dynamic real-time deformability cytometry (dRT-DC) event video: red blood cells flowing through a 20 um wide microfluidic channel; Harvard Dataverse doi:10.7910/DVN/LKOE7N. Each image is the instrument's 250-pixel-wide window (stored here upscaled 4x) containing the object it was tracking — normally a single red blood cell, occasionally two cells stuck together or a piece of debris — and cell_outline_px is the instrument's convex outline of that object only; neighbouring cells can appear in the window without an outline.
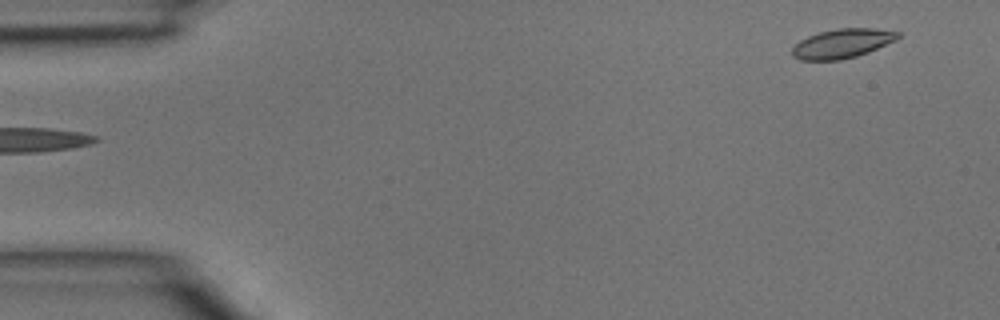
{"species": "common noctule bat (a hibernating species)", "species_latin": "Nyctalus noctula", "temperature_condition": "room temperature", "stored_images_in_passage": 4, "segment_of_instrument_passage": [2, 2], "camera_frame_rate_fps": 3000, "um_per_image_px": 0.085, "animal": {"sex": "male", "body_mass_g": 15.6}, "frame": {"image": 1, "passage_image": 4, "time_ms": 1.0, "image_size_px": [1000, 320], "cell_outline_px": [[900, 36], [896, 40], [868, 52], [856, 56], [840, 60], [800, 60], [792, 56], [792, 48], [800, 40], [808, 36], [820, 32], [836, 28], [876, 28], [900, 32]], "centroid_in_image_um": [71.59, 3.69], "position_along_channel_um": 13.4, "area_um2": 18.03}}